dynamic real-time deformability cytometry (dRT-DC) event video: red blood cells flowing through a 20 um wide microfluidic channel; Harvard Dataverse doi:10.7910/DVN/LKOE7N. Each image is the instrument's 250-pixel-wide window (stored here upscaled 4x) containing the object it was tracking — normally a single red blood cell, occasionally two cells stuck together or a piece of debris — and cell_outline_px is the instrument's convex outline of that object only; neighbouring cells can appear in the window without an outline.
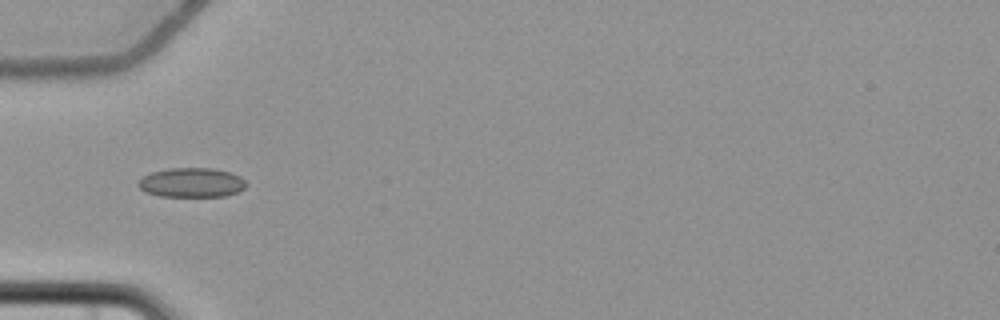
{"species": "common noctule bat (a hibernating species)", "species_latin": "Nyctalus noctula", "temperature_condition": "cold", "stored_images_in_passage": 8, "camera_frame_rate_fps": 3000, "um_per_image_px": 0.085, "animal": {"sex": "female", "body_mass_g": 22.7, "forearm_length_mm": 54.2}, "frame": {"image": 1, "passage_image": 5, "time_ms": 5.667, "image_size_px": [1000, 320], "cell_outline_px": [[248, 184], [244, 188], [236, 192], [224, 196], [160, 196], [144, 192], [136, 184], [144, 176], [152, 172], [168, 168], [212, 168], [232, 172], [240, 176]], "centroid_in_image_um": [16.29, 15.51], "position_along_channel_um": 68.7, "area_um2": 18.55}}
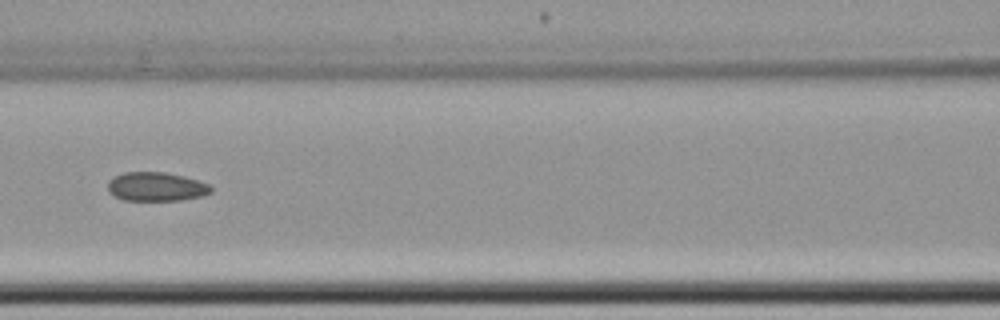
{"frame": {"image": 2, "passage_image": 7, "time_ms": 8.0, "image_size_px": [1000, 320], "cell_outline_px": [[212, 192], [204, 196], [180, 200], [124, 200], [108, 192], [108, 180], [112, 176], [124, 172], [164, 172], [184, 176], [208, 184], [212, 188]], "centroid_in_image_um": [13.26, 15.86], "position_along_channel_um": 153.3, "area_um2": 17.46}}
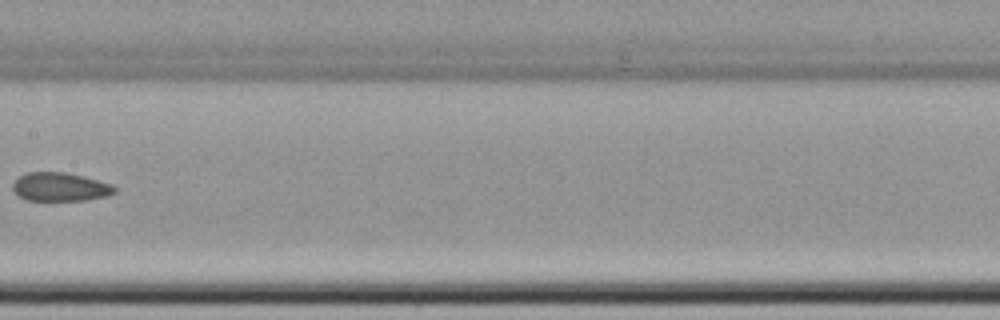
{"frame": {"image": 3, "passage_image": 8, "time_ms": 9.333, "image_size_px": [1000, 320], "cell_outline_px": [[116, 192], [108, 196], [88, 200], [28, 200], [20, 196], [12, 188], [12, 184], [20, 176], [28, 172], [64, 172], [84, 176], [112, 184], [116, 188]], "centroid_in_image_um": [5.16, 15.88], "position_along_channel_um": 202.2, "area_um2": 16.94}}